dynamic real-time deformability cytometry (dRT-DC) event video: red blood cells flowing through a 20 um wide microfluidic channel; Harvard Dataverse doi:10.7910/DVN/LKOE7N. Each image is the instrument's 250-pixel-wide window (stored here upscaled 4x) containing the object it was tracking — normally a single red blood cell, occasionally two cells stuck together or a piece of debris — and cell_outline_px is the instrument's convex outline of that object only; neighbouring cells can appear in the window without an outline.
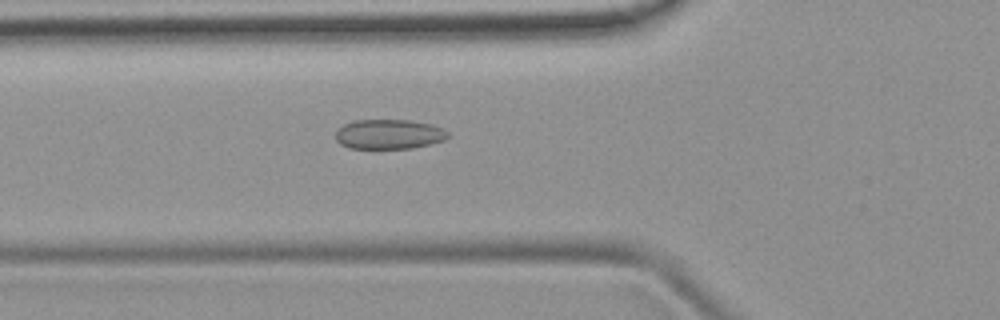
{"species": "common noctule bat (a hibernating species)", "species_latin": "Nyctalus noctula", "temperature_condition": "room temperature", "stored_images_in_passage": 3, "camera_frame_rate_fps": 3000, "um_per_image_px": 0.085, "animal": {"sex": "female", "body_mass_g": 19.9}, "frame": {"image": 1, "passage_image": 3, "time_ms": 2.333, "image_size_px": [1000, 320], "cell_outline_px": [[452, 136], [444, 140], [412, 148], [348, 148], [340, 144], [336, 140], [336, 132], [344, 124], [352, 120], [408, 120], [432, 124], [444, 128]], "centroid_in_image_um": [33.09, 11.4], "position_along_channel_um": 92.7, "area_um2": 19.54}}